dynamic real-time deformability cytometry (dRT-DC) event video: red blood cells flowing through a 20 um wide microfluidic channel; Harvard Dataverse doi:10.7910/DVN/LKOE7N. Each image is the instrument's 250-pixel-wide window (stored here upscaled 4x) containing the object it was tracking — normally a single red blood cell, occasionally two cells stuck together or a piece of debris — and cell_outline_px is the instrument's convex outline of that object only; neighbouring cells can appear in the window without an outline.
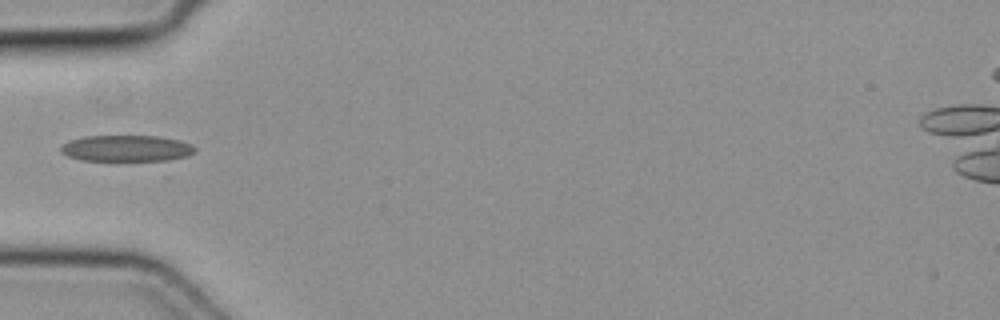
{"species": "common noctule bat (a hibernating species)", "species_latin": "Nyctalus noctula", "temperature_condition": "cold", "stored_images_in_passage": 1, "camera_frame_rate_fps": 3000, "um_per_image_px": 0.085, "animal": {"sex": "female", "body_mass_g": 19.3, "forearm_length_mm": 54.1}, "frame": {"image": 1, "passage_image": 1, "time_ms": 0.0, "image_size_px": [1000, 320], "cell_outline_px": [[196, 148], [188, 156], [168, 160], [80, 160], [68, 156], [60, 152], [60, 148], [64, 144], [72, 140], [84, 136], [156, 136], [176, 140], [188, 144]], "centroid_in_image_um": [10.7, 12.61], "position_along_channel_um": 74.3, "area_um2": 20.11}}